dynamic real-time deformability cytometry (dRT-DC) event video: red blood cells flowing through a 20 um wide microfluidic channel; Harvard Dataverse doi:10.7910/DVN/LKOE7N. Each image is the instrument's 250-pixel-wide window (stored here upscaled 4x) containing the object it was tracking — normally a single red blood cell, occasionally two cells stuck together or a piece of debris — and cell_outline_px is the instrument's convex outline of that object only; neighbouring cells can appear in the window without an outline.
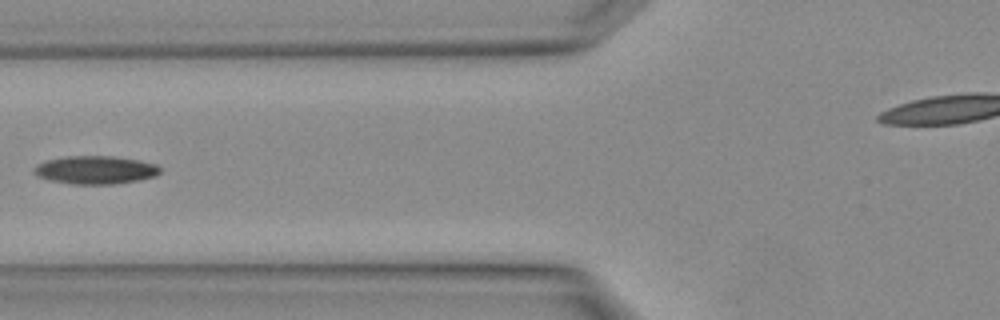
{"species": "Egyptian fruit bat (a non-hibernating species)", "species_latin": "Rousettus aegyptiacus", "temperature_condition": "warm", "stored_images_in_passage": 4, "segment_of_instrument_passage": [1, 2], "camera_frame_rate_fps": 3000, "um_per_image_px": 0.085, "animal": {"sex": "female"}, "frame": {"image": 1, "passage_image": 3, "time_ms": 0.667, "image_size_px": [1000, 320], "cell_outline_px": [[160, 172], [156, 176], [140, 180], [112, 184], [72, 184], [52, 180], [36, 176], [32, 172], [32, 168], [36, 164], [44, 160], [64, 156], [112, 156], [136, 160], [156, 164], [160, 168]], "centroid_in_image_um": [8.05, 14.44], "position_along_channel_um": 117.7, "area_um2": 20.81}}